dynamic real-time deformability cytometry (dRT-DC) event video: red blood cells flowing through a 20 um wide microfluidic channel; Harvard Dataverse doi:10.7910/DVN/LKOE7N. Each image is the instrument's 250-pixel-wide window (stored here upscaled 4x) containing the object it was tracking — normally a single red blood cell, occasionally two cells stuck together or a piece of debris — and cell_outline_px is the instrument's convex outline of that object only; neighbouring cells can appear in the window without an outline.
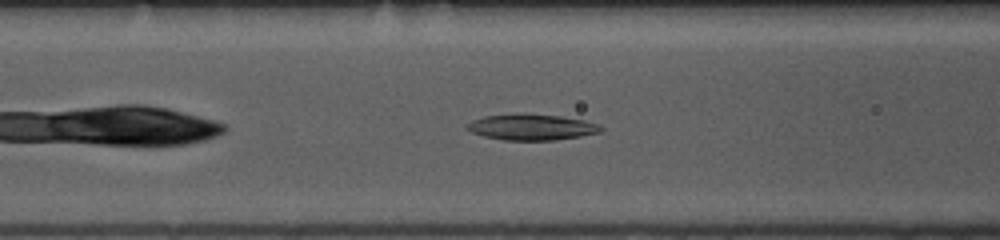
{"species": "common noctule bat (a hibernating species)", "species_latin": "Nyctalus noctula", "temperature_condition": "room temperature", "stored_images_in_passage": 30, "camera_frame_rate_fps": 3000, "um_per_image_px": 0.085, "animal": {"sex": "female", "body_mass_g": 10.0, "forearm_length_mm": 53.1}, "frame": {"image": 1, "passage_image": 8, "time_ms": 2.333, "image_size_px": [1000, 240], "cell_outline_px": [[604, 128], [600, 132], [580, 136], [556, 140], [504, 140], [484, 136], [472, 132], [464, 128], [472, 120], [484, 116], [520, 112], [560, 116], [584, 120], [596, 124]], "centroid_in_image_um": [45.15, 10.79], "position_along_channel_um": 121.4, "area_um2": 20.4}}
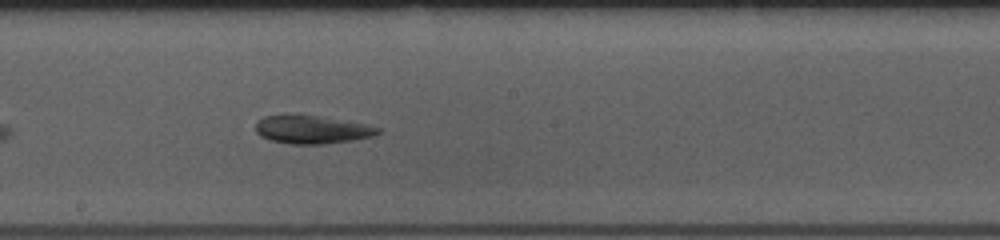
{"frame": {"image": 2, "passage_image": 16, "time_ms": 5.0, "image_size_px": [1000, 240], "cell_outline_px": [[380, 132], [372, 136], [352, 140], [324, 144], [288, 144], [272, 140], [260, 136], [256, 132], [256, 120], [264, 116], [292, 112], [320, 116], [364, 124], [380, 128]], "centroid_in_image_um": [26.42, 10.98], "position_along_channel_um": 221.8, "area_um2": 20.46}}
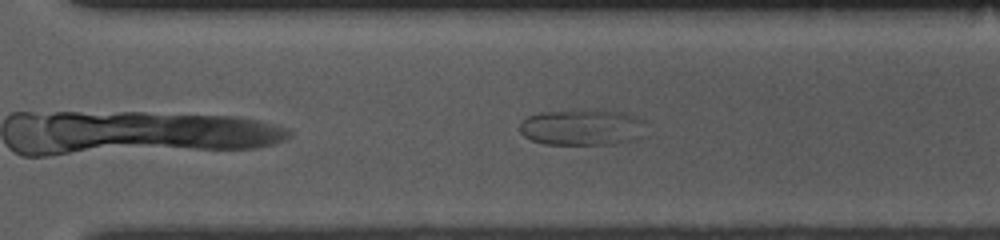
{"frame": {"image": 3, "passage_image": 24, "time_ms": 7.667, "image_size_px": [1000, 240], "cell_outline_px": [[648, 136], [636, 140], [612, 144], [544, 144], [532, 140], [524, 136], [520, 132], [520, 120], [528, 116], [540, 112], [584, 108], [596, 108], [624, 112], [636, 116], [644, 120]], "centroid_in_image_um": [49.56, 10.79], "position_along_channel_um": 321.0, "area_um2": 27.8}}